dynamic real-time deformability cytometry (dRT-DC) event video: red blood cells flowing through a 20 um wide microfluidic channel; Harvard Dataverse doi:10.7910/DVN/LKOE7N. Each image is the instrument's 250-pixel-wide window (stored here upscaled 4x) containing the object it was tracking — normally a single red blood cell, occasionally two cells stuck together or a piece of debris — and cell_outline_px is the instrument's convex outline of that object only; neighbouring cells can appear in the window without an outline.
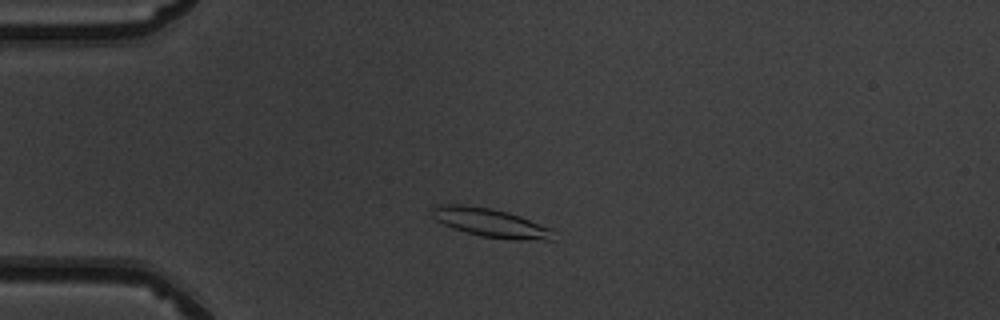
{"species": "common noctule bat (a hibernating species)", "species_latin": "Nyctalus noctula", "temperature_condition": "warm", "stored_images_in_passage": 45, "camera_frame_rate_fps": 3000, "um_per_image_px": 0.085, "animal": {"sex": "male", "body_mass_g": 19.5, "forearm_length_mm": 54.6}, "frame": {"image": 1, "passage_image": 7, "time_ms": 2.0, "image_size_px": [1000, 320], "cell_outline_px": [[556, 240], [512, 240], [480, 236], [452, 228], [436, 220], [432, 216], [432, 208], [440, 204], [460, 204], [492, 208], [508, 212], [520, 216], [552, 228]], "centroid_in_image_um": [41.74, 18.94], "position_along_channel_um": 43.3, "area_um2": 20.52}}
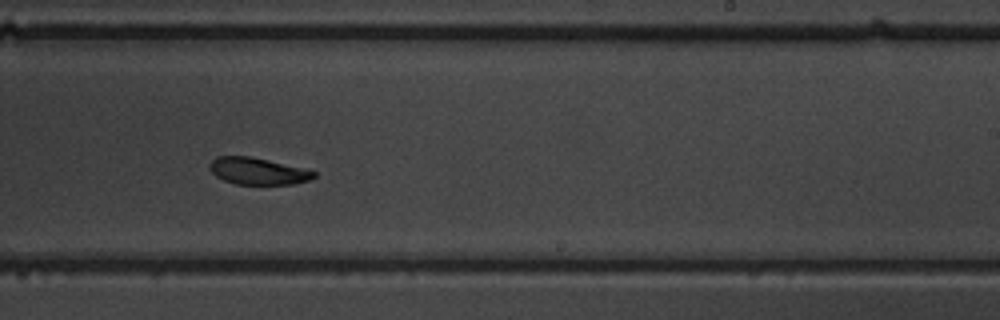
{"frame": {"image": 2, "passage_image": 26, "time_ms": 8.333, "image_size_px": [1000, 320], "cell_outline_px": [[316, 176], [308, 180], [296, 184], [236, 184], [224, 180], [216, 176], [208, 168], [208, 164], [216, 156], [248, 156], [268, 160], [304, 168], [316, 172]], "centroid_in_image_um": [21.9, 14.54], "position_along_channel_um": 267.1, "area_um2": 16.3}}
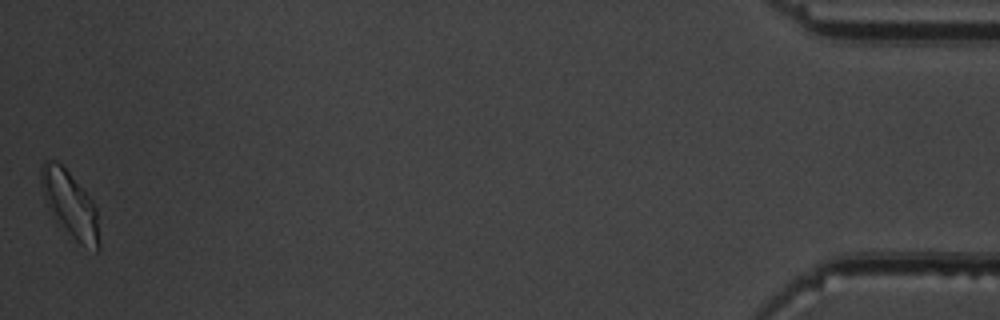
{"frame": {"image": 3, "passage_image": 45, "time_ms": 14.667, "image_size_px": [1000, 320], "cell_outline_px": [[100, 248], [96, 252], [80, 244], [56, 224], [52, 216], [44, 196], [40, 184], [40, 168], [44, 160], [56, 160], [68, 172], [92, 200], [96, 208], [100, 244]], "centroid_in_image_um": [5.94, 17.41], "position_along_channel_um": 429.3, "area_um2": 22.54}, "authors_computed_cell_mechanics": {"area_um2": 18.0336, "velocity_mm_per_s": 3.9627, "shape_relaxation_time_tau1_ms": 2.0192, "shape_relaxation_time_tau2_ms": null, "deformation_change_tau1": 0.0919, "deformation_change_tau2": null}}